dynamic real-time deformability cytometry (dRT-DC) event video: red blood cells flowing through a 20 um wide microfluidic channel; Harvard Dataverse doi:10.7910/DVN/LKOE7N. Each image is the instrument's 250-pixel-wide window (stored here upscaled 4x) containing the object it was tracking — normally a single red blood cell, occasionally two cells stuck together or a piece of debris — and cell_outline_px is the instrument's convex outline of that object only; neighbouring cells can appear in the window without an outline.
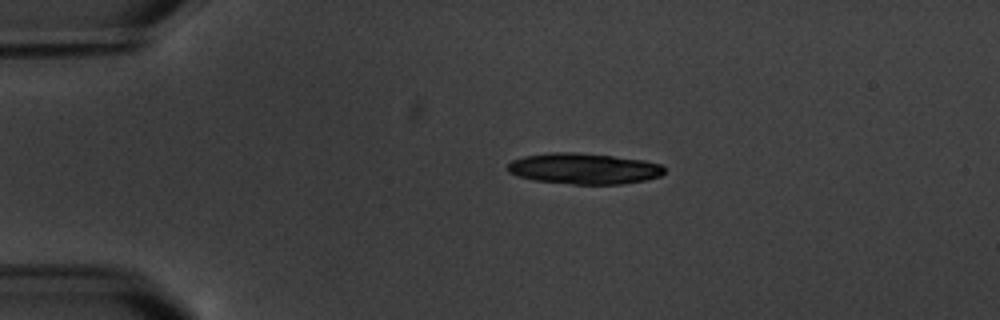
{"species": "common noctule bat (a hibernating species)", "species_latin": "Nyctalus noctula", "temperature_condition": "warm", "stored_images_in_passage": 6, "camera_frame_rate_fps": 3000, "um_per_image_px": 0.085, "animal": {"sex": "male", "body_mass_g": 20.1, "forearm_length_mm": 53.5}, "frame": {"image": 1, "passage_image": 3, "time_ms": 2.667, "image_size_px": [1000, 320], "cell_outline_px": [[664, 172], [660, 176], [644, 180], [620, 184], [572, 184], [536, 180], [520, 176], [508, 172], [508, 164], [512, 160], [524, 156], [552, 152], [576, 152], [612, 156], [644, 160], [660, 164], [664, 168]], "centroid_in_image_um": [49.63, 14.32], "position_along_channel_um": 35.4, "area_um2": 27.98}}